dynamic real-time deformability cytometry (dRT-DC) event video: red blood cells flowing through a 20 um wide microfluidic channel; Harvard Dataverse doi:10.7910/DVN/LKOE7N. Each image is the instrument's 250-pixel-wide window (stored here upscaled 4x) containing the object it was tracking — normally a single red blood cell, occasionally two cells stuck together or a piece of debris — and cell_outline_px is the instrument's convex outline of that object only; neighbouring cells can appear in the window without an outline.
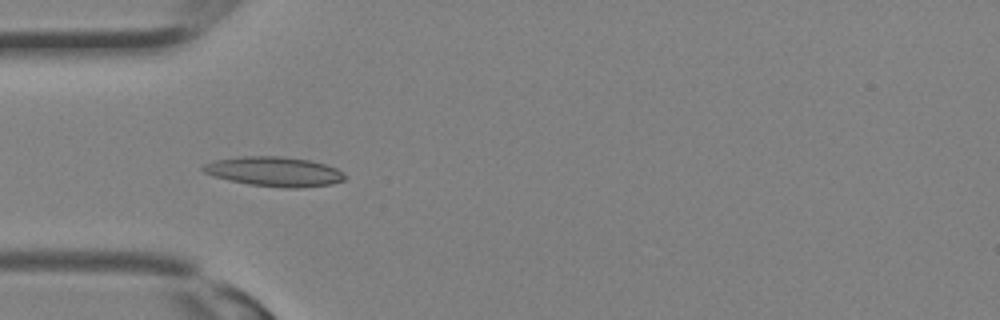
{"species": "Egyptian fruit bat (a non-hibernating species)", "species_latin": "Rousettus aegyptiacus", "temperature_condition": "room temperature", "stored_images_in_passage": 24, "camera_frame_rate_fps": 3000, "um_per_image_px": 0.085, "animal": {"sex": "female"}, "frame": {"image": 1, "passage_image": 2, "time_ms": 0.333, "image_size_px": [1000, 320], "cell_outline_px": [[348, 176], [344, 180], [332, 184], [300, 188], [284, 188], [248, 184], [228, 180], [212, 176], [204, 172], [200, 168], [204, 164], [216, 160], [240, 156], [284, 156], [308, 160], [324, 164], [336, 168], [344, 172]], "centroid_in_image_um": [23.33, 14.59], "position_along_channel_um": 61.7, "area_um2": 24.68}}
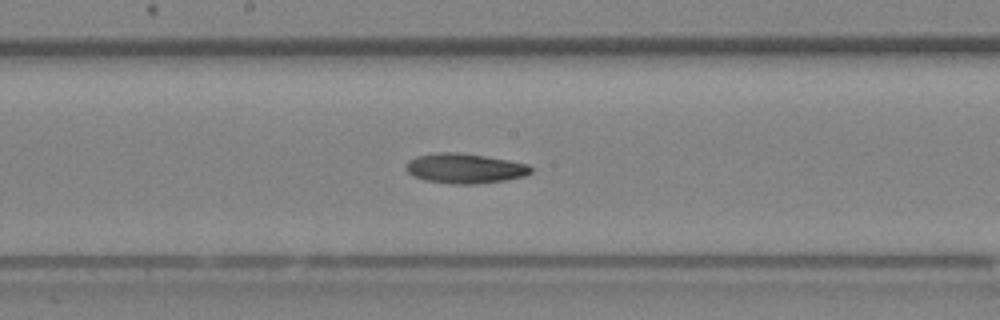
{"frame": {"image": 2, "passage_image": 9, "time_ms": 2.667, "image_size_px": [1000, 320], "cell_outline_px": [[532, 172], [524, 176], [504, 180], [476, 184], [452, 184], [424, 180], [408, 172], [408, 160], [416, 156], [436, 152], [456, 152], [484, 156], [508, 160], [528, 164], [532, 168]], "centroid_in_image_um": [39.53, 14.31], "position_along_channel_um": 208.7, "area_um2": 21.56}}
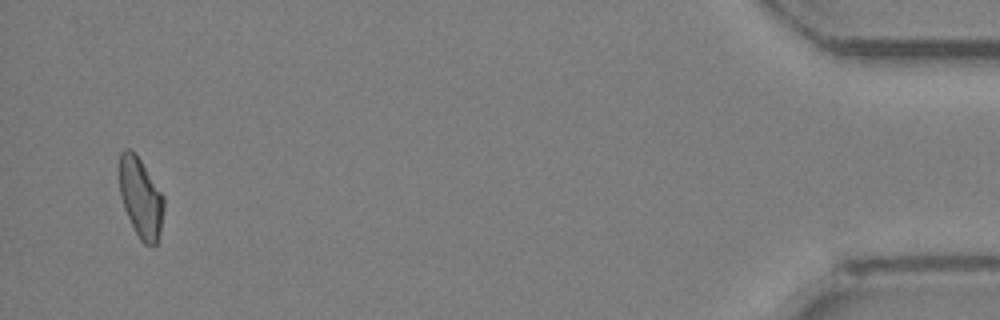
{"frame": {"image": 3, "passage_image": 23, "time_ms": 7.333, "image_size_px": [1000, 320], "cell_outline_px": [[164, 208], [160, 232], [156, 244], [144, 244], [140, 240], [124, 208], [120, 196], [120, 152], [124, 148], [132, 148], [136, 152], [164, 196]], "centroid_in_image_um": [11.96, 16.75], "position_along_channel_um": 423.2, "area_um2": 20.69}}